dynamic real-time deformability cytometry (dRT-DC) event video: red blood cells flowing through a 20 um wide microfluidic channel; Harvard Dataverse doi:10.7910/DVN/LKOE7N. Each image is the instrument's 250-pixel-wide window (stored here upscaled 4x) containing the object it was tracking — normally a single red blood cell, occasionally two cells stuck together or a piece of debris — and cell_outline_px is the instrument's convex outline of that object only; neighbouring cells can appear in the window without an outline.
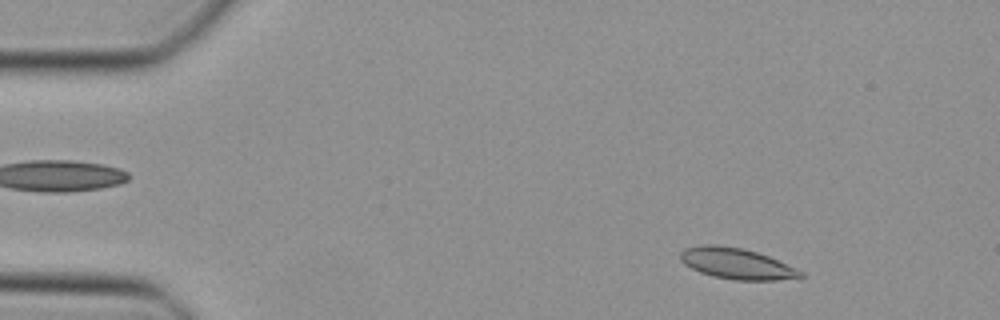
{"species": "Egyptian fruit bat (a non-hibernating species)", "species_latin": "Rousettus aegyptiacus", "temperature_condition": "cold", "stored_images_in_passage": 46, "camera_frame_rate_fps": 3000, "um_per_image_px": 0.085, "animal": {"sex": "female"}, "frame": {"image": 1, "passage_image": 5, "time_ms": 1.333, "image_size_px": [1000, 320], "cell_outline_px": [[804, 276], [776, 280], [732, 280], [700, 272], [684, 264], [680, 260], [680, 252], [688, 248], [700, 244], [716, 244], [740, 248], [756, 252], [768, 256], [804, 272]], "centroid_in_image_um": [62.59, 22.4], "position_along_channel_um": 22.4, "area_um2": 21.39}}
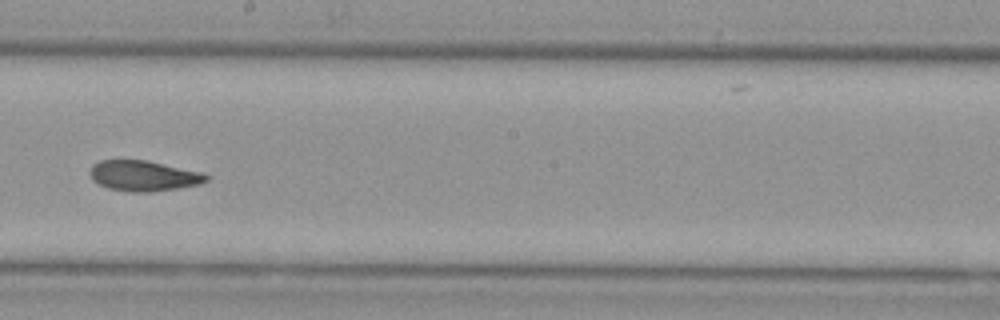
{"frame": {"image": 2, "passage_image": 26, "time_ms": 8.333, "image_size_px": [1000, 320], "cell_outline_px": [[208, 180], [200, 184], [176, 188], [148, 192], [132, 192], [108, 188], [92, 180], [88, 172], [92, 164], [100, 160], [148, 160], [204, 172], [208, 176]], "centroid_in_image_um": [12.2, 14.93], "position_along_channel_um": 236.0, "area_um2": 20.81}}
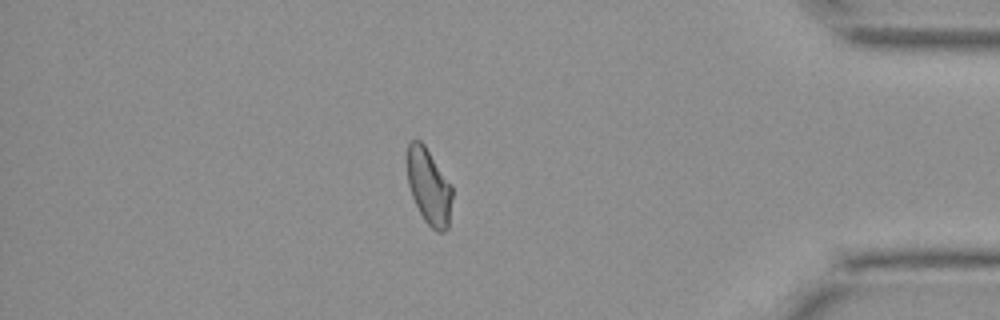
{"frame": {"image": 3, "passage_image": 40, "time_ms": 13.0, "image_size_px": [1000, 320], "cell_outline_px": [[452, 196], [448, 228], [444, 232], [436, 232], [424, 220], [412, 196], [408, 184], [404, 160], [408, 144], [412, 140], [420, 140], [424, 144], [452, 184]], "centroid_in_image_um": [36.43, 15.81], "position_along_channel_um": 398.8, "area_um2": 20.4}}